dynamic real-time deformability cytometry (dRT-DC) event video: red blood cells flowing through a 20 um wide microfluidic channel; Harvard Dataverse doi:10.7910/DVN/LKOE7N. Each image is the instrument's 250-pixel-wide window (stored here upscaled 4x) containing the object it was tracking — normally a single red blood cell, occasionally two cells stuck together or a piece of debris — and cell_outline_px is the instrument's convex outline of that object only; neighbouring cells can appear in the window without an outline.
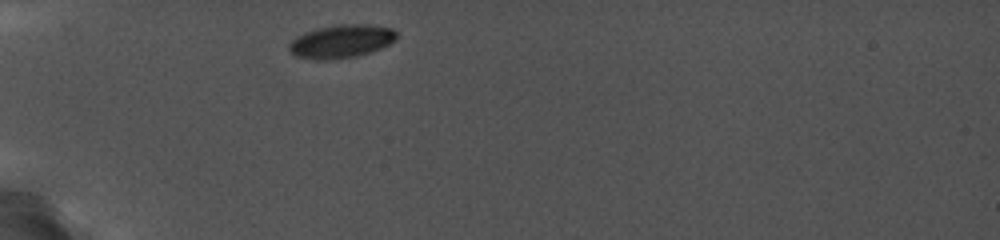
{"species": "common noctule bat (a hibernating species)", "species_latin": "Nyctalus noctula", "temperature_condition": "cold", "stored_images_in_passage": 5, "camera_frame_rate_fps": 5000, "um_per_image_px": 0.085, "animal": {"sex": "female", "body_mass_g": 19.0, "forearm_length_mm": 56.7}, "frame": {"image": 1, "passage_image": 1, "time_ms": 0.0, "image_size_px": [1000, 240], "cell_outline_px": [[396, 40], [380, 48], [356, 56], [328, 60], [316, 60], [296, 56], [288, 48], [288, 44], [296, 36], [304, 32], [316, 28], [336, 24], [364, 24], [392, 28], [396, 32]], "centroid_in_image_um": [28.97, 3.5], "position_along_channel_um": 56.0, "area_um2": 20.81}}
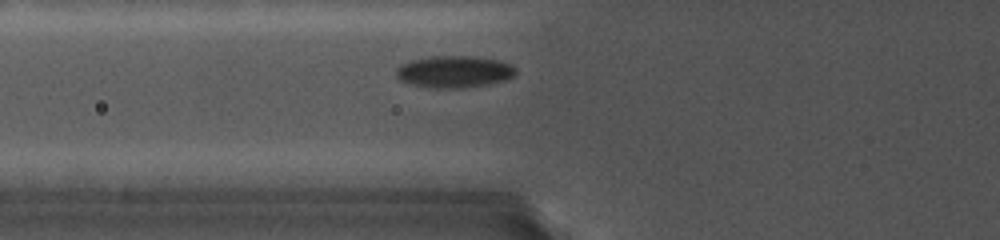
{"frame": {"image": 2, "passage_image": 3, "time_ms": 1.4, "image_size_px": [1000, 240], "cell_outline_px": [[516, 72], [508, 80], [488, 84], [464, 88], [436, 88], [408, 84], [400, 80], [396, 76], [396, 68], [400, 64], [412, 60], [432, 56], [468, 56], [496, 60], [512, 64], [516, 68]], "centroid_in_image_um": [38.59, 6.1], "position_along_channel_um": 87.2, "area_um2": 22.31}}